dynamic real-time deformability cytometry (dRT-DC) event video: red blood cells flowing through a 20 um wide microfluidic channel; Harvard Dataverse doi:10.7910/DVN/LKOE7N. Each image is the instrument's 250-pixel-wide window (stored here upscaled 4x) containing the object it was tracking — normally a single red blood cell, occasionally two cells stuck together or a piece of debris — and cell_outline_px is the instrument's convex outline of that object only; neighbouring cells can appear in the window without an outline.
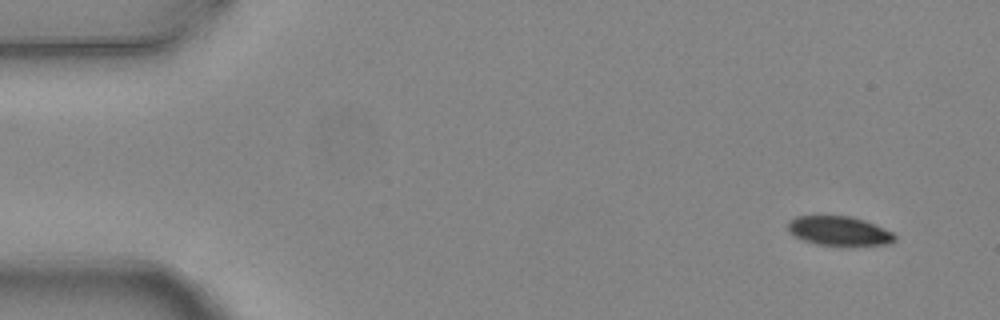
{"species": "common noctule bat (a hibernating species)", "species_latin": "Nyctalus noctula", "temperature_condition": "warm", "stored_images_in_passage": 6, "camera_frame_rate_fps": 3000, "um_per_image_px": 0.085, "animal": {"sex": "female", "body_mass_g": 24.6, "forearm_length_mm": 56.2}, "frame": {"image": 1, "passage_image": 1, "time_ms": 0.0, "image_size_px": [1000, 320], "cell_outline_px": [[896, 240], [888, 244], [816, 244], [804, 240], [788, 232], [788, 220], [796, 216], [852, 216], [864, 220], [892, 232], [896, 236]], "centroid_in_image_um": [71.29, 19.6], "position_along_channel_um": 13.7, "area_um2": 17.8}}
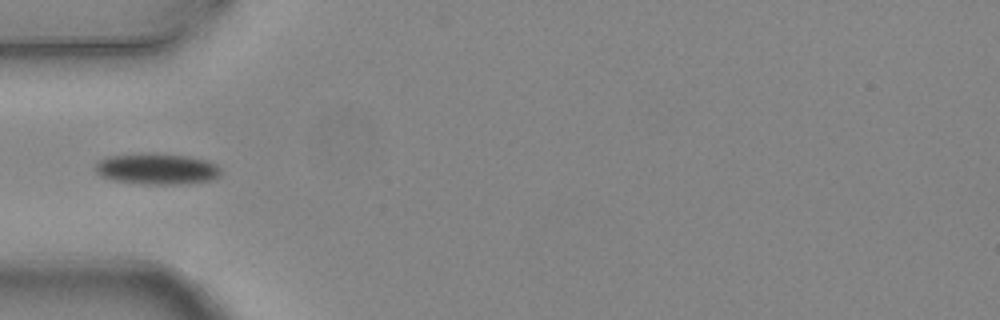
{"frame": {"image": 2, "passage_image": 5, "time_ms": 1.333, "image_size_px": [1000, 320], "cell_outline_px": [[220, 172], [216, 176], [208, 180], [176, 184], [140, 184], [112, 180], [100, 176], [92, 168], [100, 160], [108, 156], [140, 152], [156, 152], [188, 156], [208, 160], [216, 164], [220, 168]], "centroid_in_image_um": [13.25, 14.32], "position_along_channel_um": 71.7, "area_um2": 23.06}}
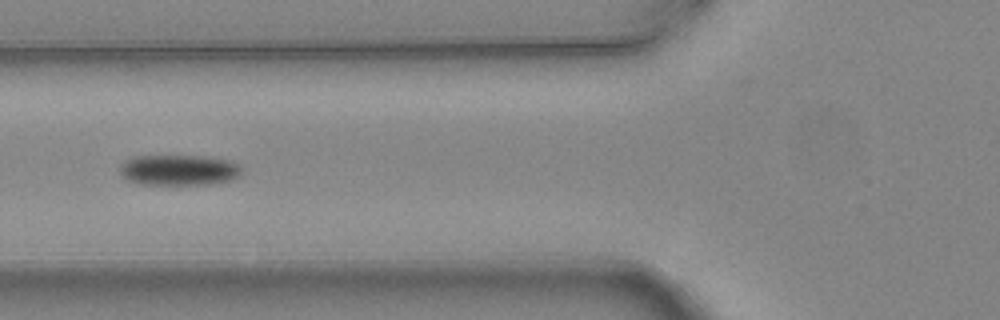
{"frame": {"image": 3, "passage_image": 6, "time_ms": 1.667, "image_size_px": [1000, 320], "cell_outline_px": [[244, 168], [240, 176], [228, 180], [212, 184], [140, 184], [128, 180], [120, 176], [120, 164], [124, 160], [132, 156], [204, 156], [232, 160], [240, 164]], "centroid_in_image_um": [15.22, 14.44], "position_along_channel_um": 110.6, "area_um2": 22.14}}